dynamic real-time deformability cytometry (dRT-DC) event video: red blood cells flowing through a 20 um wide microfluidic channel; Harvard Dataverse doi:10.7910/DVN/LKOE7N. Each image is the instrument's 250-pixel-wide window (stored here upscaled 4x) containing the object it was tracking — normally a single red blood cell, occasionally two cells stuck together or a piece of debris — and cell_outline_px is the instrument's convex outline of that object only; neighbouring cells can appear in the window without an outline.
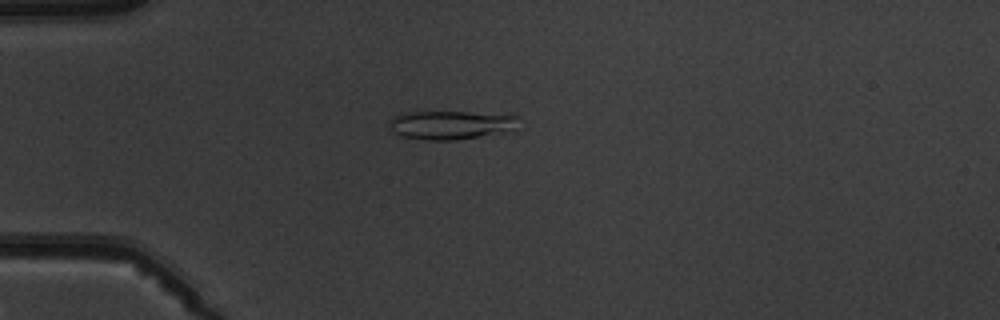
{"species": "common noctule bat (a hibernating species)", "species_latin": "Nyctalus noctula", "temperature_condition": "warm", "stored_images_in_passage": 7, "camera_frame_rate_fps": 3000, "um_per_image_px": 0.085, "animal": {"sex": "male", "body_mass_g": 19.5, "forearm_length_mm": 54.6}, "frame": {"image": 1, "passage_image": 4, "time_ms": 4.333, "image_size_px": [1000, 320], "cell_outline_px": [[520, 116], [516, 132], [456, 140], [424, 140], [400, 136], [388, 124], [388, 120], [392, 116], [404, 112], [512, 112]], "centroid_in_image_um": [38.52, 10.6], "position_along_channel_um": 46.5, "area_um2": 22.83}}
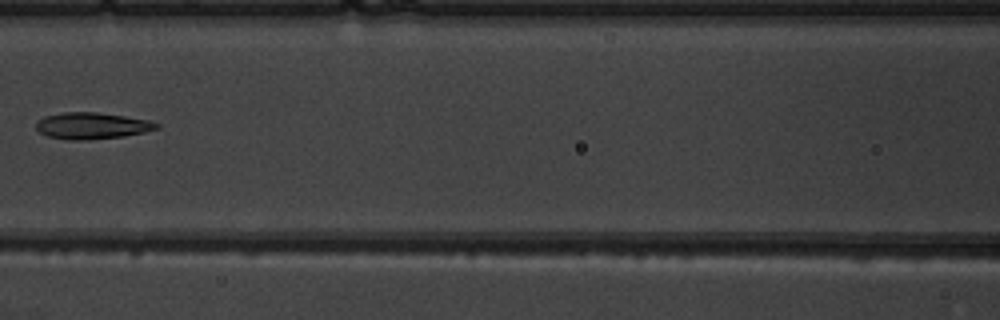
{"frame": {"image": 2, "passage_image": 7, "time_ms": 7.667, "image_size_px": [1000, 320], "cell_outline_px": [[160, 128], [144, 132], [124, 136], [80, 140], [68, 140], [48, 136], [40, 132], [36, 128], [36, 120], [44, 116], [64, 112], [96, 112], [124, 116], [148, 120], [160, 124]], "centroid_in_image_um": [7.8, 10.68], "position_along_channel_um": 158.8, "area_um2": 18.55}}